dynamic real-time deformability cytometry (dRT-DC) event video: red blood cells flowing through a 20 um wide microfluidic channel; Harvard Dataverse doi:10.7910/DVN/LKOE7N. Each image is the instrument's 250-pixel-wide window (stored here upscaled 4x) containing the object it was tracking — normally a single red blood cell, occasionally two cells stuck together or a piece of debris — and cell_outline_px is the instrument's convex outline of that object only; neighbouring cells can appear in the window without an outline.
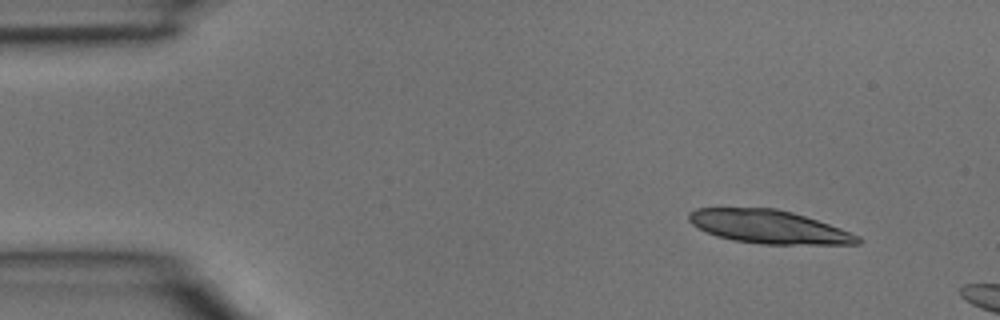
{"species": "common noctule bat (a hibernating species)", "species_latin": "Nyctalus noctula", "temperature_condition": "room temperature", "stored_images_in_passage": 3, "camera_frame_rate_fps": 3000, "um_per_image_px": 0.085, "animal": {"sex": "male", "body_mass_g": 15.6}, "frame": {"image": 1, "passage_image": 1, "time_ms": 0.0, "image_size_px": [1000, 320], "cell_outline_px": [[864, 240], [860, 244], [764, 244], [732, 240], [716, 236], [692, 224], [688, 220], [688, 212], [696, 208], [776, 208], [792, 212], [840, 228], [860, 236]], "centroid_in_image_um": [65.35, 19.28], "position_along_channel_um": 19.6, "area_um2": 32.66}}